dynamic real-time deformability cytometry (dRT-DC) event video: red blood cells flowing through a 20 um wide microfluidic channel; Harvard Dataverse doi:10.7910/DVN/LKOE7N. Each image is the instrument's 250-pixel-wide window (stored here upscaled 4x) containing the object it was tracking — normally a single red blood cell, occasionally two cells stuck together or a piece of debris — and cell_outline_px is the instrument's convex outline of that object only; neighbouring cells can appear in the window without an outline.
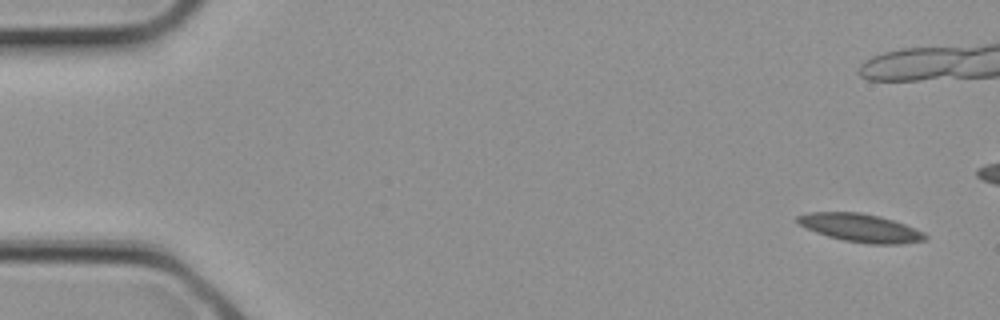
{"species": "common noctule bat (a hibernating species)", "species_latin": "Nyctalus noctula", "temperature_condition": "cold", "stored_images_in_passage": 4, "camera_frame_rate_fps": 3000, "um_per_image_px": 0.085, "animal": {"sex": "female", "body_mass_g": 21.9}, "frame": {"image": 1, "passage_image": 1, "time_ms": 0.0, "image_size_px": [1000, 320], "cell_outline_px": [[928, 236], [924, 240], [900, 244], [868, 244], [844, 240], [828, 236], [816, 232], [800, 224], [796, 220], [796, 216], [808, 212], [860, 212], [880, 216], [904, 224], [924, 232]], "centroid_in_image_um": [73.14, 19.36], "position_along_channel_um": 11.9, "area_um2": 20.81}}